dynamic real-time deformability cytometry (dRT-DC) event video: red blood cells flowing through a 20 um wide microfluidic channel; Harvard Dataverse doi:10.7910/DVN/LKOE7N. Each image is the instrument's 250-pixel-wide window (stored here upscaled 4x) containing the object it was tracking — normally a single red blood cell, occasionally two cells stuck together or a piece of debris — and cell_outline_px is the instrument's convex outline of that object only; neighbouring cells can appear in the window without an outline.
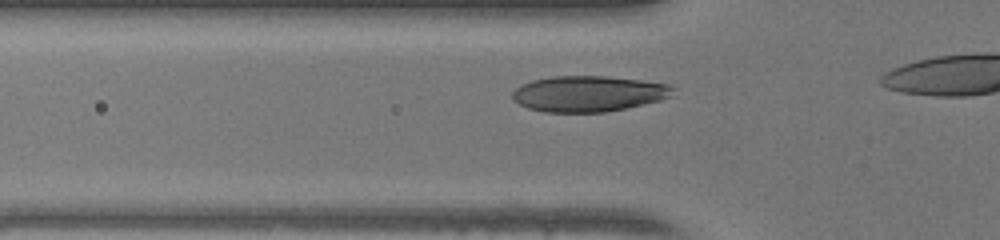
{"species": "human", "species_latin": "Homo sapiens", "temperature_condition": "warm", "stored_images_in_passage": 10, "camera_frame_rate_fps": 3000, "um_per_image_px": 0.085, "donor": {"sex": "female"}, "frame": {"image": 1, "passage_image": 5, "time_ms": 1.333, "image_size_px": [1000, 240], "cell_outline_px": [[676, 96], [660, 100], [624, 108], [604, 112], [544, 112], [528, 108], [512, 100], [512, 92], [520, 84], [532, 80], [552, 76], [604, 76], [640, 80], [668, 84], [676, 88]], "centroid_in_image_um": [50.03, 7.96], "position_along_channel_um": 75.8, "area_um2": 33.7}}
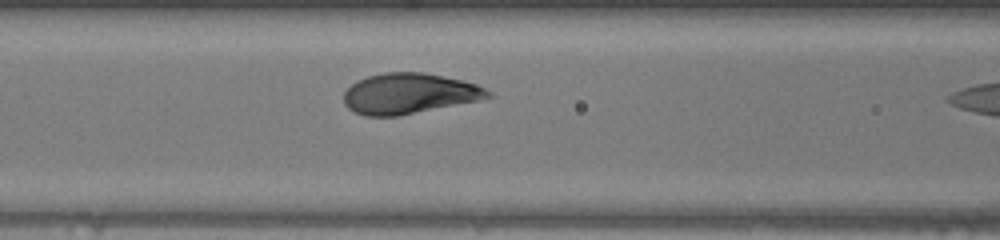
{"frame": {"image": 2, "passage_image": 9, "time_ms": 2.667, "image_size_px": [1000, 240], "cell_outline_px": [[492, 96], [476, 100], [396, 116], [364, 116], [352, 112], [344, 104], [344, 92], [356, 80], [368, 76], [384, 72], [424, 72], [464, 80], [476, 84], [492, 92]], "centroid_in_image_um": [34.72, 7.94], "position_along_channel_um": 131.9, "area_um2": 33.87}}